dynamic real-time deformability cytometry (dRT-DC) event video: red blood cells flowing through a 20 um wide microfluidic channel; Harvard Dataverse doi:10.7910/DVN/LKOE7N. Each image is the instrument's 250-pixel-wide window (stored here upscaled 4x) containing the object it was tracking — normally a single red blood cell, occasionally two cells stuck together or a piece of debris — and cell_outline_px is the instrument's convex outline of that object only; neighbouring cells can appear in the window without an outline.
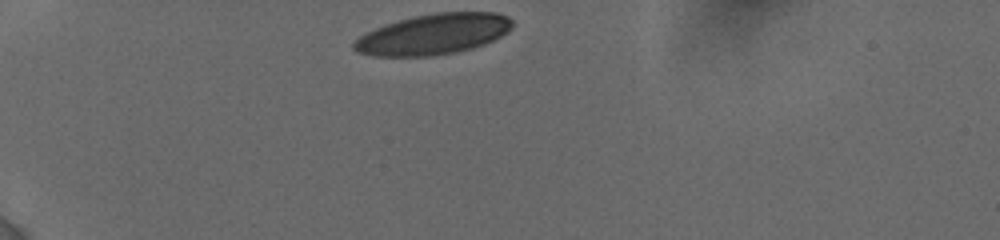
{"species": "human", "species_latin": "Homo sapiens", "temperature_condition": "cold", "stored_images_in_passage": 9, "camera_frame_rate_fps": 3000, "um_per_image_px": 0.085, "donor": {"sex": "female"}, "frame": {"image": 1, "passage_image": 1, "time_ms": 0.0, "image_size_px": [1000, 240], "cell_outline_px": [[512, 28], [508, 32], [484, 44], [472, 48], [432, 56], [372, 56], [356, 52], [352, 48], [352, 44], [360, 36], [384, 24], [416, 16], [436, 12], [496, 12], [508, 16], [512, 20]], "centroid_in_image_um": [36.84, 2.9], "position_along_channel_um": 48.2, "area_um2": 37.34}}
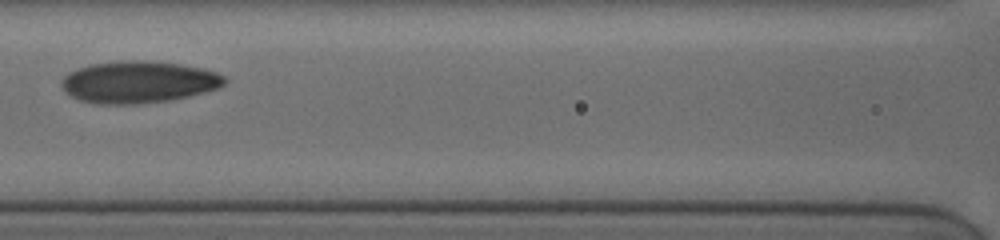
{"frame": {"image": 2, "passage_image": 8, "time_ms": 4.0, "image_size_px": [1000, 240], "cell_outline_px": [[228, 80], [220, 88], [188, 96], [168, 100], [136, 104], [96, 104], [80, 100], [72, 96], [60, 84], [60, 80], [68, 72], [76, 68], [88, 64], [120, 60], [148, 60], [180, 64], [204, 68], [216, 72], [224, 76]], "centroid_in_image_um": [11.77, 6.95], "position_along_channel_um": 154.8, "area_um2": 40.17}}
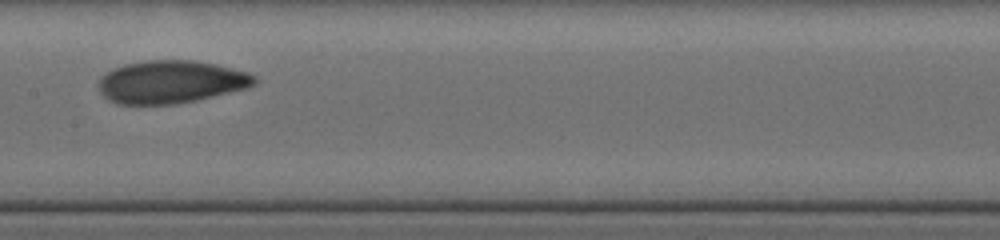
{"frame": {"image": 3, "passage_image": 9, "time_ms": 5.0, "image_size_px": [1000, 240], "cell_outline_px": [[256, 84], [248, 88], [196, 100], [176, 104], [120, 104], [104, 96], [100, 92], [100, 76], [112, 68], [124, 64], [144, 60], [196, 60], [216, 64], [248, 72], [256, 76]], "centroid_in_image_um": [14.55, 6.94], "position_along_channel_um": 192.8, "area_um2": 38.96}}